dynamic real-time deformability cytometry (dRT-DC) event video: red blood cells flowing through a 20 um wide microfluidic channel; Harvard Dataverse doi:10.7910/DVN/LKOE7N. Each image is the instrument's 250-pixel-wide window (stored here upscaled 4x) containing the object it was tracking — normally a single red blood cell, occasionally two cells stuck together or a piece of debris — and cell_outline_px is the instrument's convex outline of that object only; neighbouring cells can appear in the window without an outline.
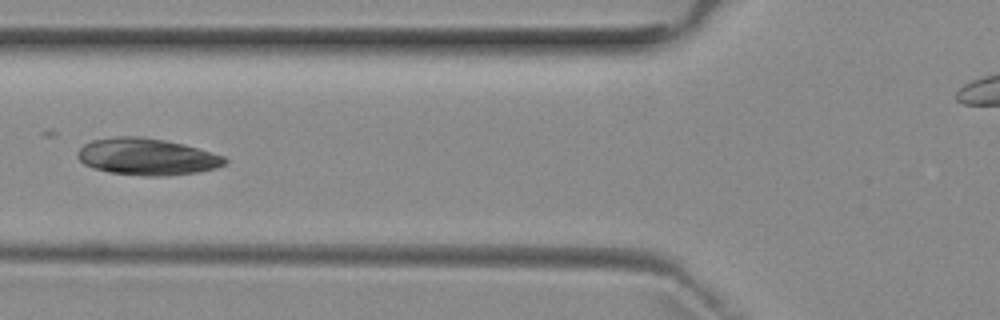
{"species": "common noctule bat (a hibernating species)", "species_latin": "Nyctalus noctula", "temperature_condition": "room temperature", "stored_images_in_passage": 5, "camera_frame_rate_fps": 3000, "um_per_image_px": 0.085, "animal": {"sex": "female", "body_mass_g": 29.2, "forearm_length_mm": 56.3}, "frame": {"image": 1, "passage_image": 5, "time_ms": 4.667, "image_size_px": [1000, 320], "cell_outline_px": [[228, 160], [224, 164], [216, 168], [196, 172], [164, 176], [144, 176], [108, 172], [92, 168], [84, 164], [76, 156], [76, 152], [84, 144], [92, 140], [116, 136], [140, 136], [164, 140], [184, 144], [224, 156]], "centroid_in_image_um": [12.45, 13.32], "position_along_channel_um": 113.4, "area_um2": 31.62}}